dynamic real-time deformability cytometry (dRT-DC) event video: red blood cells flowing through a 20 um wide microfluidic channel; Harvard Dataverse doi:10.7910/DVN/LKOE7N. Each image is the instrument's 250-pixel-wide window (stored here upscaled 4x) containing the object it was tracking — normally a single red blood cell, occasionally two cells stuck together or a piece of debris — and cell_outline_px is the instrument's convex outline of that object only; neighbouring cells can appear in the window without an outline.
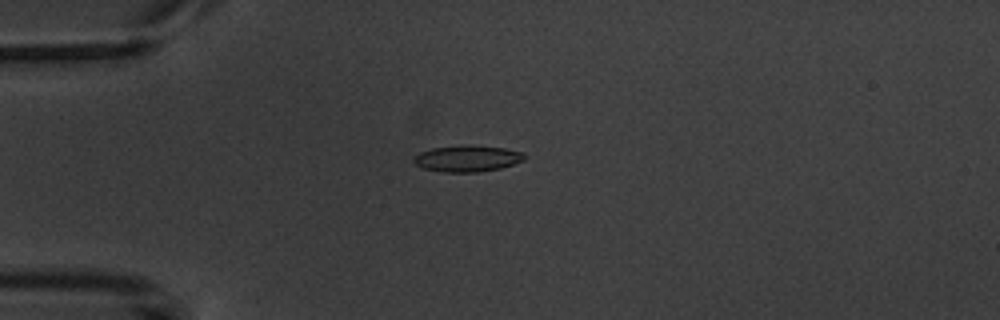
{"species": "common noctule bat (a hibernating species)", "species_latin": "Nyctalus noctula", "temperature_condition": "warm", "stored_images_in_passage": 8, "camera_frame_rate_fps": 3000, "um_per_image_px": 0.085, "animal": {"sex": "male", "body_mass_g": 20.1, "forearm_length_mm": 53.5}, "frame": {"image": 1, "passage_image": 4, "time_ms": 4.333, "image_size_px": [1000, 320], "cell_outline_px": [[524, 160], [500, 168], [476, 172], [444, 172], [424, 168], [416, 164], [412, 160], [420, 152], [432, 148], [460, 144], [468, 144], [504, 148], [524, 152]], "centroid_in_image_um": [39.72, 13.45], "position_along_channel_um": 45.3, "area_um2": 16.99}}
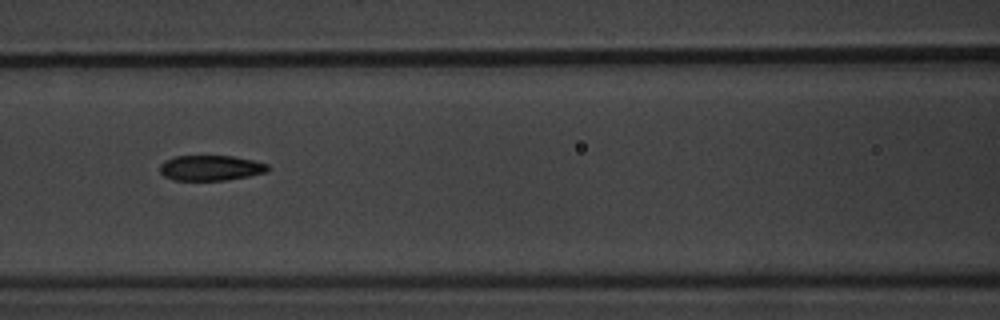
{"frame": {"image": 2, "passage_image": 7, "time_ms": 7.667, "image_size_px": [1000, 320], "cell_outline_px": [[272, 168], [268, 172], [248, 176], [224, 180], [172, 180], [164, 176], [160, 172], [160, 164], [164, 160], [176, 156], [232, 156], [252, 160], [268, 164]], "centroid_in_image_um": [17.92, 14.27], "position_along_channel_um": 148.7, "area_um2": 16.01}}
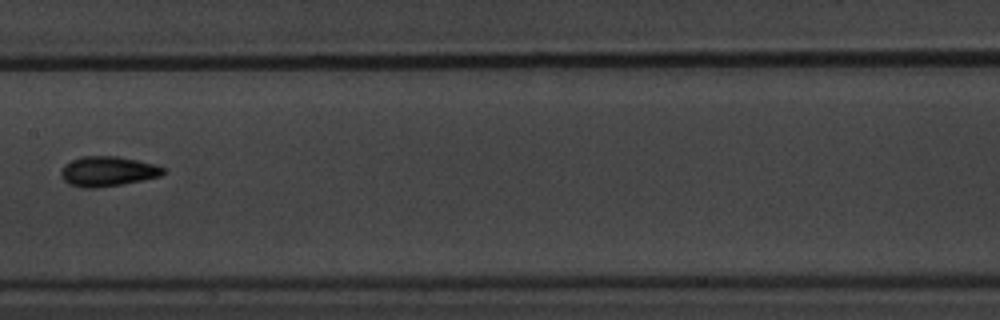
{"frame": {"image": 3, "passage_image": 8, "time_ms": 9.0, "image_size_px": [1000, 320], "cell_outline_px": [[164, 172], [160, 176], [144, 180], [96, 188], [80, 188], [68, 184], [60, 176], [60, 172], [64, 164], [80, 156], [116, 156], [136, 160], [152, 164], [164, 168]], "centroid_in_image_um": [9.09, 14.57], "position_along_channel_um": 198.3, "area_um2": 17.8}}